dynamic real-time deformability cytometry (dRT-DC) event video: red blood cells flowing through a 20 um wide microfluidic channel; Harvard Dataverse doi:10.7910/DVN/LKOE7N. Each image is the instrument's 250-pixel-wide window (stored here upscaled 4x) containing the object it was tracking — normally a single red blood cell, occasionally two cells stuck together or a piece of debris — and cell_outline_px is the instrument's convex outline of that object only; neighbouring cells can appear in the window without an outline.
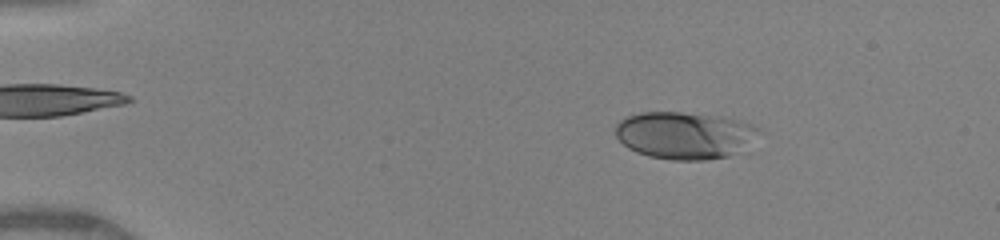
{"species": "human", "species_latin": "Homo sapiens", "temperature_condition": "warm", "stored_images_in_passage": 49, "camera_frame_rate_fps": 3000, "um_per_image_px": 0.085, "donor": {"sex": "female"}, "frame": {"image": 1, "passage_image": 8, "time_ms": 2.333, "image_size_px": [1000, 240], "cell_outline_px": [[760, 132], [736, 152], [728, 156], [704, 160], [672, 160], [648, 156], [636, 152], [628, 148], [616, 136], [616, 124], [624, 116], [640, 112], [680, 112], [720, 116], [752, 124], [760, 128]], "centroid_in_image_um": [58.13, 11.49], "position_along_channel_um": 26.9, "area_um2": 39.19}}
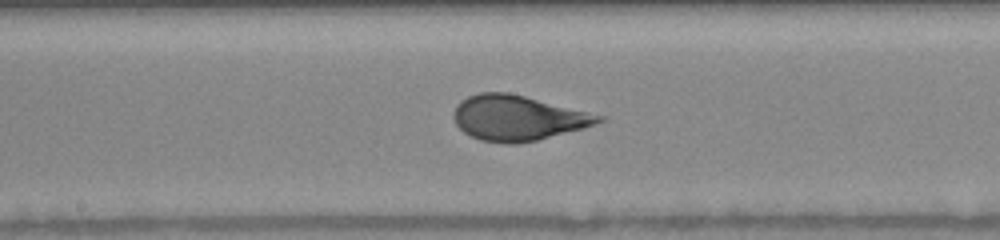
{"frame": {"image": 2, "passage_image": 27, "time_ms": 8.667, "image_size_px": [1000, 240], "cell_outline_px": [[608, 116], [604, 120], [584, 128], [536, 140], [516, 144], [508, 144], [480, 140], [464, 132], [456, 124], [452, 116], [452, 112], [456, 104], [460, 100], [468, 96], [480, 92], [508, 92]], "centroid_in_image_um": [44.0, 10.01], "position_along_channel_um": 204.2, "area_um2": 38.32}}
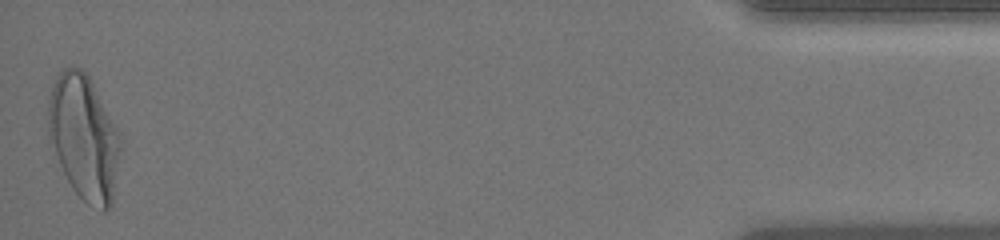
{"frame": {"image": 3, "passage_image": 49, "time_ms": 16.0, "image_size_px": [1000, 240], "cell_outline_px": [[120, 148], [112, 204], [104, 212], [100, 212], [88, 204], [72, 188], [60, 164], [48, 136], [48, 100], [56, 76], [64, 68], [72, 64], [80, 68], [88, 76], [120, 132]], "centroid_in_image_um": [7.13, 11.67], "position_along_channel_um": 428.1, "area_um2": 52.19}, "authors_computed_cell_mechanics": {"area_um2": 38.6104, "velocity_mm_per_s": 4.1074, "shape_relaxation_time_tau1_ms": 4.9415, "shape_relaxation_time_tau2_ms": null, "deformation_change_tau1": 0.2073, "deformation_change_tau2": null}}